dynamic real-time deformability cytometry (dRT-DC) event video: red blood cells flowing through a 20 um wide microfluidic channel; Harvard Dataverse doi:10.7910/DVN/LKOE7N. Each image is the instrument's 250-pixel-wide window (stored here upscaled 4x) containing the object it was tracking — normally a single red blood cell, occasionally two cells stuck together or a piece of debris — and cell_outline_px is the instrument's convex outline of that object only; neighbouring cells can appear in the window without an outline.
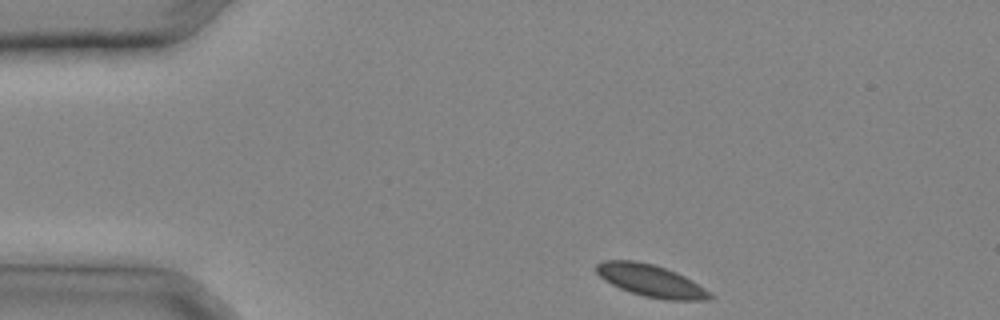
{"species": "common noctule bat (a hibernating species)", "species_latin": "Nyctalus noctula", "temperature_condition": "cold", "stored_images_in_passage": 28, "segment_of_instrument_passage": [1, 2], "camera_frame_rate_fps": 3000, "um_per_image_px": 0.085, "animal": {"sex": "male", "body_mass_g": 20.4}, "frame": {"image": 1, "passage_image": 1, "time_ms": 0.0, "image_size_px": [1000, 320], "cell_outline_px": [[712, 296], [708, 300], [668, 300], [644, 296], [620, 288], [604, 280], [596, 272], [596, 264], [604, 260], [636, 260], [652, 264], [676, 272], [692, 280], [704, 288]], "centroid_in_image_um": [55.29, 23.85], "position_along_channel_um": 29.7, "area_um2": 20.98}}
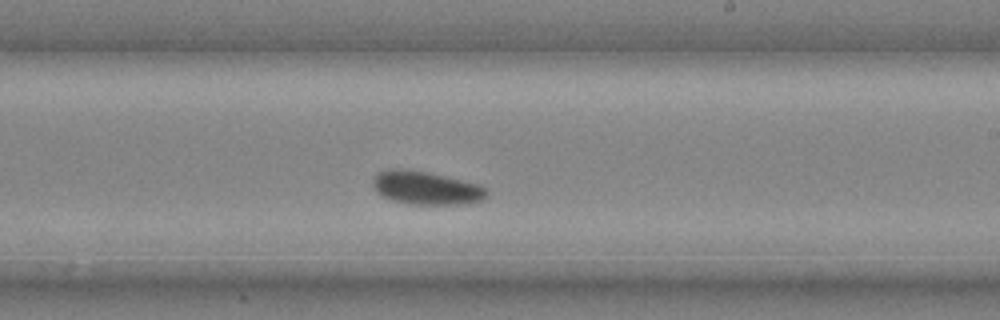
{"frame": {"image": 2, "passage_image": 15, "time_ms": 4.667, "image_size_px": [1000, 320], "cell_outline_px": [[488, 196], [484, 200], [472, 204], [408, 204], [392, 200], [384, 196], [372, 184], [372, 180], [376, 172], [388, 168], [404, 168], [428, 172], [480, 184], [488, 188]], "centroid_in_image_um": [36.27, 15.96], "position_along_channel_um": 252.7, "area_um2": 22.48}}
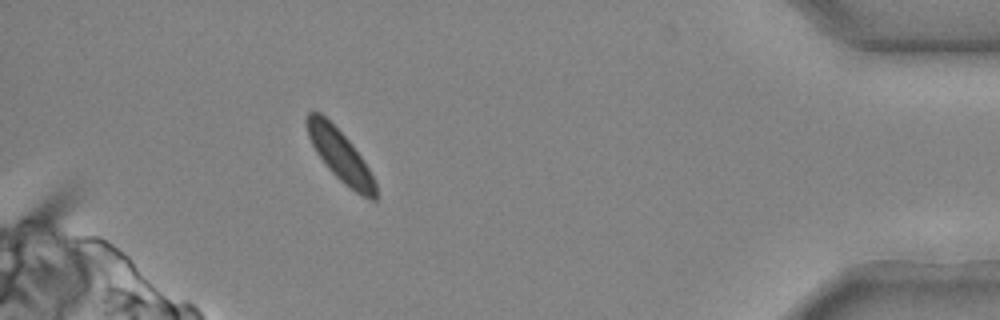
{"frame": {"image": 3, "passage_image": 25, "time_ms": 8.0, "image_size_px": [1000, 320], "cell_outline_px": [[376, 200], [368, 200], [344, 184], [328, 168], [316, 152], [308, 136], [304, 120], [308, 112], [320, 112], [352, 144], [368, 168], [376, 184]], "centroid_in_image_um": [28.89, 13.22], "position_along_channel_um": 406.3, "area_um2": 20.23}}